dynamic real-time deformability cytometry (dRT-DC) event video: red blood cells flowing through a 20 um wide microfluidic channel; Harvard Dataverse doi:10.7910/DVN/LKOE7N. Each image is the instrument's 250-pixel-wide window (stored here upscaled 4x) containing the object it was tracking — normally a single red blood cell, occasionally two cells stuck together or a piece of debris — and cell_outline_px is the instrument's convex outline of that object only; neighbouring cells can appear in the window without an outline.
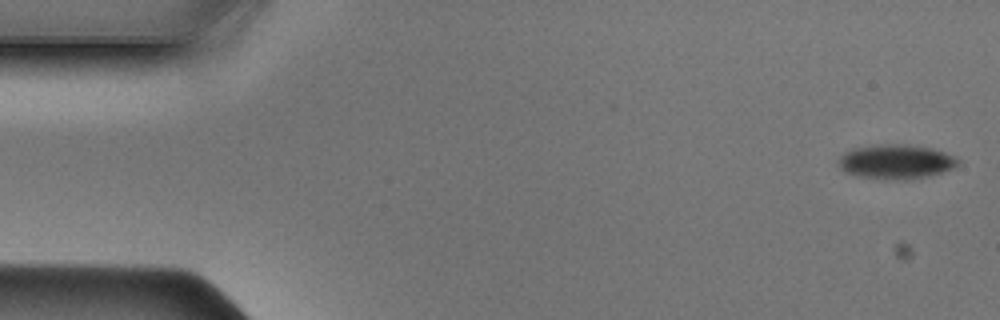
{"species": "Egyptian fruit bat (a non-hibernating species)", "species_latin": "Rousettus aegyptiacus", "temperature_condition": "cold", "stored_images_in_passage": 47, "camera_frame_rate_fps": 3000, "um_per_image_px": 0.085, "animal": {"sex": "male"}, "frame": {"image": 1, "passage_image": 1, "time_ms": 0.0, "image_size_px": [1000, 320], "cell_outline_px": [[960, 164], [952, 168], [940, 172], [924, 176], [904, 180], [856, 176], [844, 172], [840, 168], [836, 160], [844, 152], [852, 148], [876, 144], [904, 144], [932, 148], [956, 156], [960, 160]], "centroid_in_image_um": [76.11, 13.72], "position_along_channel_um": 8.9, "area_um2": 24.04}}
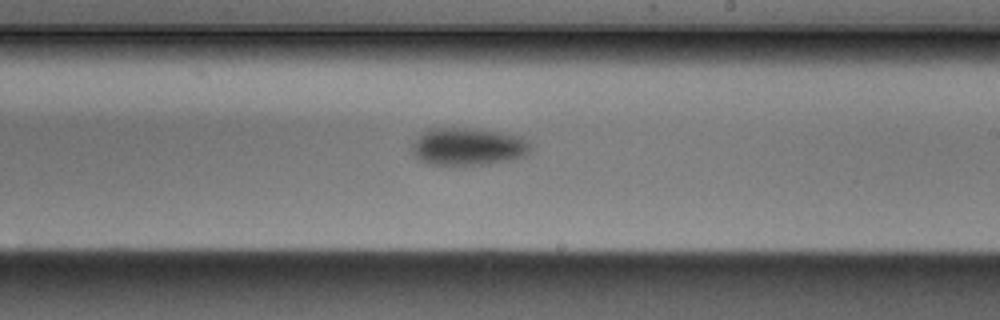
{"frame": {"image": 2, "passage_image": 27, "time_ms": 8.667, "image_size_px": [1000, 320], "cell_outline_px": [[532, 148], [524, 156], [512, 160], [464, 168], [460, 168], [428, 164], [420, 160], [412, 152], [412, 144], [428, 128], [464, 128], [496, 132], [524, 136], [532, 144]], "centroid_in_image_um": [39.81, 12.52], "position_along_channel_um": 249.2, "area_um2": 26.7}}
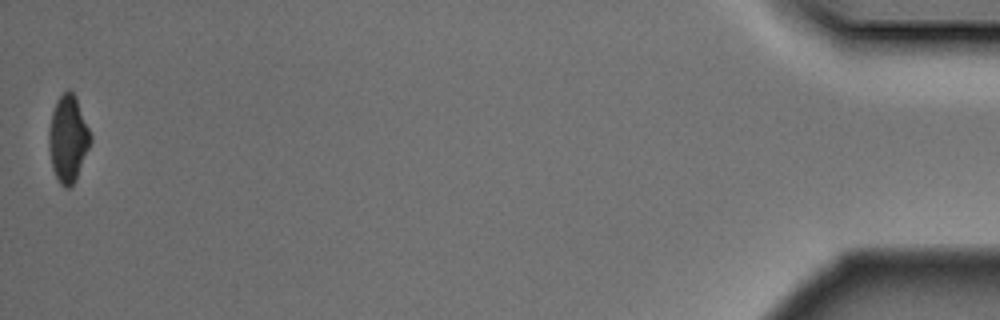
{"frame": {"image": 3, "passage_image": 47, "time_ms": 15.333, "image_size_px": [1000, 320], "cell_outline_px": [[92, 140], [76, 180], [68, 188], [64, 188], [60, 184], [52, 168], [48, 148], [48, 128], [52, 112], [56, 100], [68, 88], [76, 96], [92, 136]], "centroid_in_image_um": [5.77, 11.78], "position_along_channel_um": 429.4, "area_um2": 21.27}}